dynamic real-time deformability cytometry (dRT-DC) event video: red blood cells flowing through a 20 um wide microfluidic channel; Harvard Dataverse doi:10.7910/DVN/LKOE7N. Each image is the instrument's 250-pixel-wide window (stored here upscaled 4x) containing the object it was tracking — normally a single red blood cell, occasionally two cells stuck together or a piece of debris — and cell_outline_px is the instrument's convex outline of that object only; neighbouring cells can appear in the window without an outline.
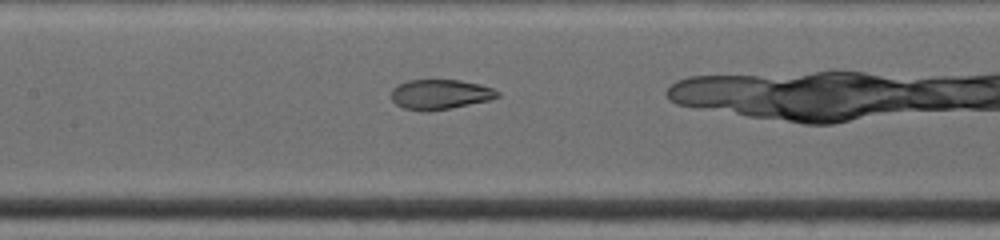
{"species": "common noctule bat (a hibernating species)", "species_latin": "Nyctalus noctula", "temperature_condition": "warm", "stored_images_in_passage": 17, "camera_frame_rate_fps": 4500, "um_per_image_px": 0.085, "animal": {"sex": "female", "body_mass_g": 19.0, "forearm_length_mm": 53.3}, "frame": {"image": 1, "passage_image": 6, "time_ms": 2.667, "image_size_px": [1000, 240], "cell_outline_px": [[500, 96], [488, 100], [448, 108], [404, 108], [396, 104], [392, 100], [392, 88], [408, 80], [460, 80], [480, 84], [492, 88], [500, 92]], "centroid_in_image_um": [37.45, 7.97], "position_along_channel_um": 170.0, "area_um2": 17.69}}
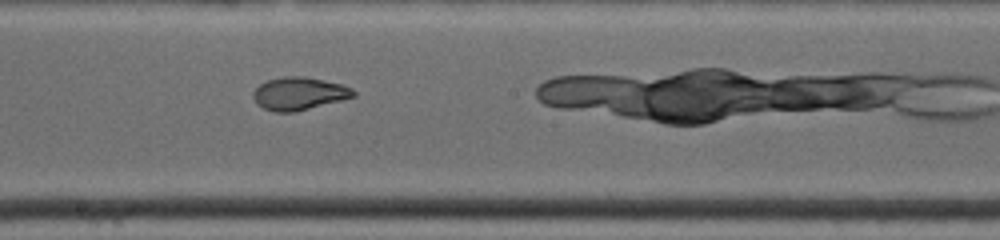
{"frame": {"image": 2, "passage_image": 8, "time_ms": 4.0, "image_size_px": [1000, 240], "cell_outline_px": [[356, 96], [292, 112], [272, 112], [256, 104], [252, 96], [252, 92], [260, 84], [268, 80], [284, 76], [304, 76], [340, 84], [352, 88], [356, 92]], "centroid_in_image_um": [25.38, 7.95], "position_along_channel_um": 222.8, "area_um2": 18.96}}